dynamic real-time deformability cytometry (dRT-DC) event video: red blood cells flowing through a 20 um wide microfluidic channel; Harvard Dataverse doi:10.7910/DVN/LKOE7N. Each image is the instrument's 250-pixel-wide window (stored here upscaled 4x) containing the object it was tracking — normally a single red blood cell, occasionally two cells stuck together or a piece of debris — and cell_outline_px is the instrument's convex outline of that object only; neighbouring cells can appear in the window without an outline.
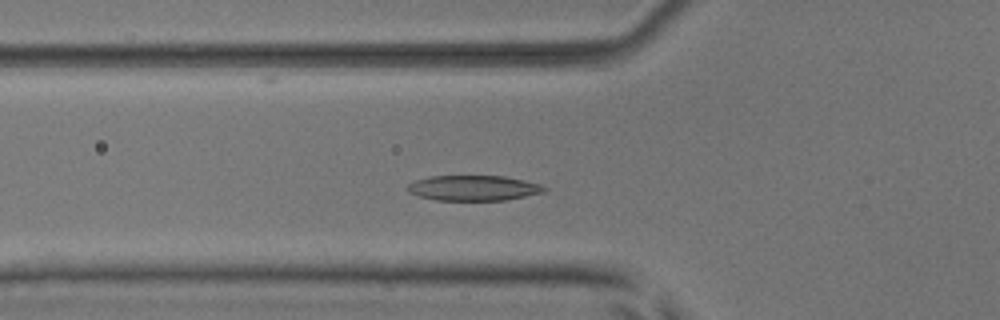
{"species": "common noctule bat (a hibernating species)", "species_latin": "Nyctalus noctula", "temperature_condition": "room temperature", "stored_images_in_passage": 5, "camera_frame_rate_fps": 3000, "um_per_image_px": 0.085, "animal": {"sex": "male", "body_mass_g": 17.9, "forearm_length_mm": 54.2}, "frame": {"image": 1, "passage_image": 3, "time_ms": 0.667, "image_size_px": [1000, 320], "cell_outline_px": [[548, 188], [544, 192], [504, 200], [436, 200], [420, 196], [408, 192], [408, 184], [416, 180], [428, 176], [504, 176], [524, 180], [540, 184]], "centroid_in_image_um": [40.25, 15.97], "position_along_channel_um": 85.5, "area_um2": 20.0}}